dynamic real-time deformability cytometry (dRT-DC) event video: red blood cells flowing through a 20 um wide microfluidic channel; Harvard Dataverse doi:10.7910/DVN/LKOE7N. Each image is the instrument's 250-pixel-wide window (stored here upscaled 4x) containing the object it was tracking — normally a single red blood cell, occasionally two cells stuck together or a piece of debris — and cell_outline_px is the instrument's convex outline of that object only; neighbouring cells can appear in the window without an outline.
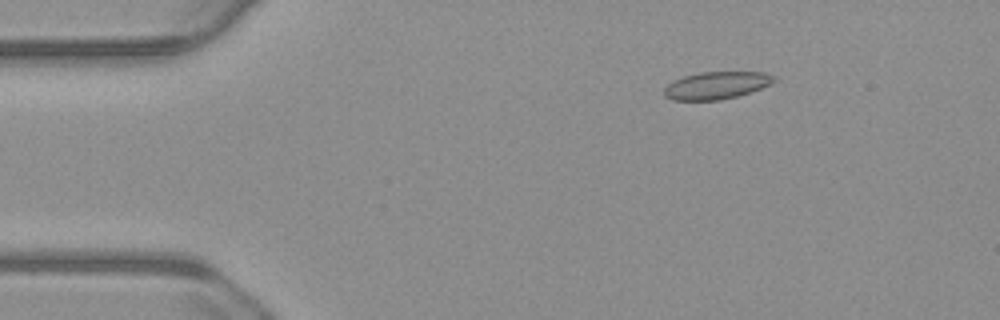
{"species": "common noctule bat (a hibernating species)", "species_latin": "Nyctalus noctula", "temperature_condition": "warm", "stored_images_in_passage": 52, "camera_frame_rate_fps": 3000, "um_per_image_px": 0.085, "animal": {"sex": "male", "body_mass_g": 23.1, "forearm_length_mm": 52.7}, "frame": {"image": 1, "passage_image": 5, "time_ms": 1.333, "image_size_px": [1000, 320], "cell_outline_px": [[776, 80], [772, 84], [736, 96], [720, 100], [672, 100], [664, 96], [664, 88], [672, 80], [684, 76], [700, 72], [764, 72], [776, 76]], "centroid_in_image_um": [60.88, 7.25], "position_along_channel_um": 24.1, "area_um2": 17.57}}
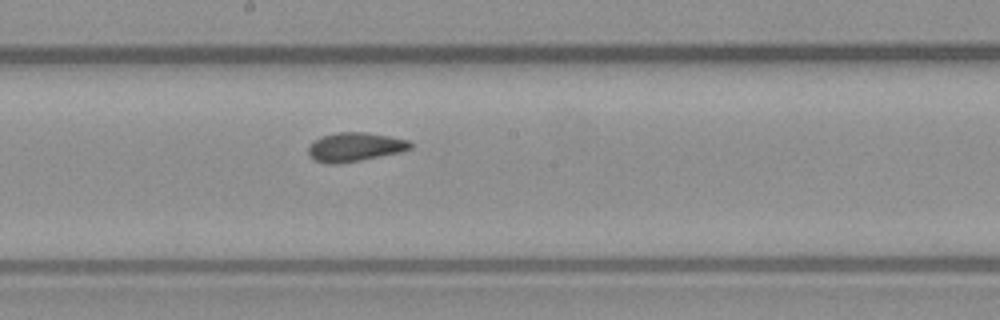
{"frame": {"image": 2, "passage_image": 26, "time_ms": 8.333, "image_size_px": [1000, 320], "cell_outline_px": [[412, 148], [400, 152], [360, 160], [336, 164], [328, 164], [312, 160], [308, 156], [308, 144], [312, 140], [320, 136], [336, 132], [368, 132], [408, 140], [412, 144]], "centroid_in_image_um": [30.09, 12.49], "position_along_channel_um": 218.1, "area_um2": 17.46}}
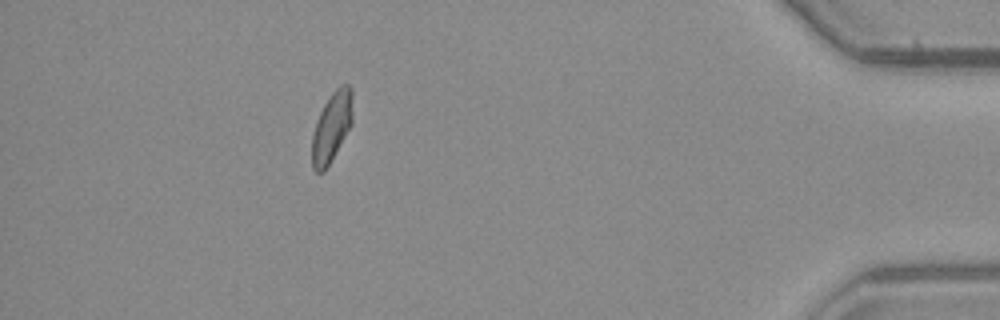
{"frame": {"image": 3, "passage_image": 46, "time_ms": 15.0, "image_size_px": [1000, 320], "cell_outline_px": [[352, 124], [324, 172], [316, 172], [312, 168], [312, 136], [316, 120], [324, 104], [332, 92], [340, 84], [348, 84], [352, 88]], "centroid_in_image_um": [28.19, 10.77], "position_along_channel_um": 407.0, "area_um2": 16.53}, "authors_computed_cell_mechanics": {"area_um2": 17.0799, "velocity_mm_per_s": 3.7242, "shape_relaxation_time_tau1_ms": 3.8996, "shape_relaxation_time_tau2_ms": 1.3051, "deformation_change_tau1": 0.1096, "deformation_change_tau2": 0.0657}}